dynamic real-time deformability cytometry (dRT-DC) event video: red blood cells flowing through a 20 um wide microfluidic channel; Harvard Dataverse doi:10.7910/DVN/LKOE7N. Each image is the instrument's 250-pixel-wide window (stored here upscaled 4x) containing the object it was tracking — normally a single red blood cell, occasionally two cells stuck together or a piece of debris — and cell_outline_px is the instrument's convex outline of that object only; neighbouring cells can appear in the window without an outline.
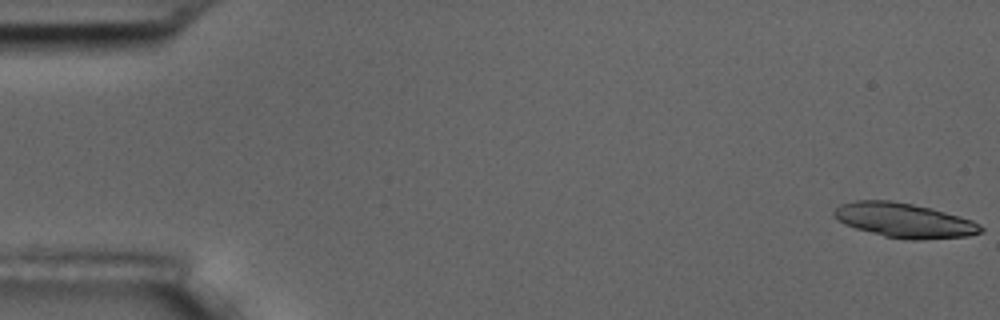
{"species": "common noctule bat (a hibernating species)", "species_latin": "Nyctalus noctula", "temperature_condition": "room temperature", "stored_images_in_passage": 7, "camera_frame_rate_fps": 3000, "um_per_image_px": 0.085, "animal": {"sex": "male", "body_mass_g": 17.5, "forearm_length_mm": 52.3}, "frame": {"image": 1, "passage_image": 1, "time_ms": 0.0, "image_size_px": [1000, 320], "cell_outline_px": [[984, 232], [968, 236], [916, 240], [912, 240], [884, 236], [856, 228], [844, 224], [836, 220], [832, 212], [840, 204], [856, 200], [892, 200], [932, 208], [972, 220], [980, 224], [984, 228]], "centroid_in_image_um": [76.86, 18.72], "position_along_channel_um": 8.1, "area_um2": 29.59}}